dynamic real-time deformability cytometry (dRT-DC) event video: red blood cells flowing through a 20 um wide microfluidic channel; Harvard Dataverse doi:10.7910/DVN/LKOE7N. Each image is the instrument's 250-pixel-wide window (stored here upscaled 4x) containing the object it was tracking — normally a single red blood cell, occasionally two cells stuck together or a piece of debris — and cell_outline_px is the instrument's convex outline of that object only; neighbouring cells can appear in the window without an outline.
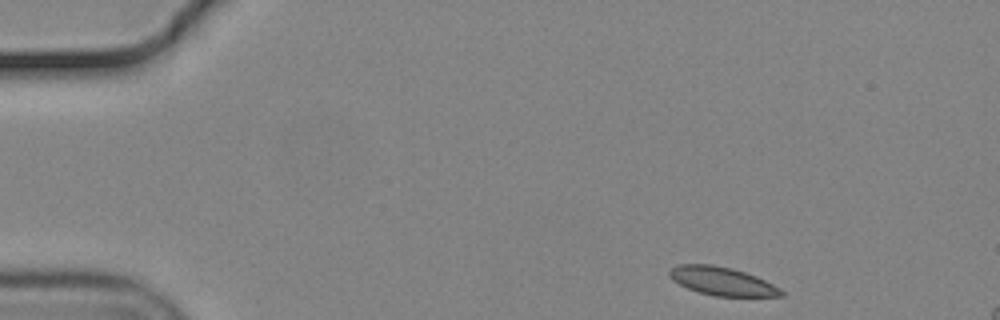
{"species": "common noctule bat (a hibernating species)", "species_latin": "Nyctalus noctula", "temperature_condition": "cold", "stored_images_in_passage": 10, "camera_frame_rate_fps": 3000, "um_per_image_px": 0.085, "animal": {"sex": "male", "body_mass_g": 19.2, "forearm_length_mm": 51.8}, "frame": {"image": 1, "passage_image": 1, "time_ms": 0.0, "image_size_px": [1000, 320], "cell_outline_px": [[784, 296], [716, 296], [700, 292], [688, 288], [672, 280], [668, 276], [668, 272], [672, 268], [680, 264], [712, 264], [732, 268], [756, 276], [780, 288], [784, 292]], "centroid_in_image_um": [61.37, 23.89], "position_along_channel_um": 23.6, "area_um2": 18.32}}